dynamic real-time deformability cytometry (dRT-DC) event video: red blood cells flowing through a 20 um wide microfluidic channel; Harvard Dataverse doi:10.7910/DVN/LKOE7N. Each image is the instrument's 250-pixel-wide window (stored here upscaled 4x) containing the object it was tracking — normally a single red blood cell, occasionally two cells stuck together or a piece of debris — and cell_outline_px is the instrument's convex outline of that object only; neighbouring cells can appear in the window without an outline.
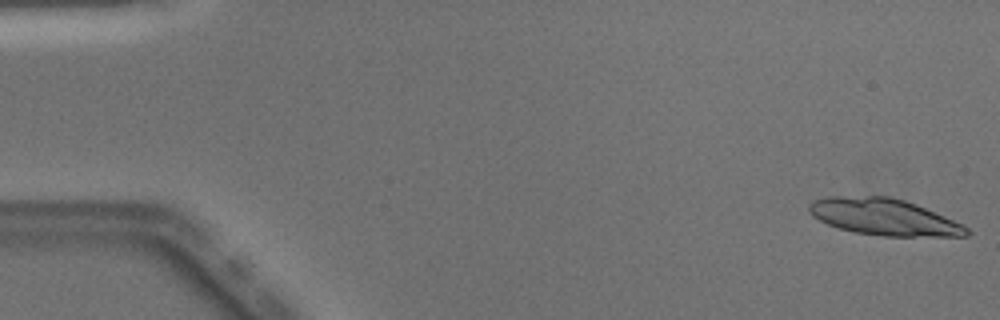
{"species": "Egyptian fruit bat (a non-hibernating species)", "species_latin": "Rousettus aegyptiacus", "temperature_condition": "warm", "stored_images_in_passage": 22, "camera_frame_rate_fps": 3000, "um_per_image_px": 0.085, "animal": {"sex": "male"}, "frame": {"image": 1, "passage_image": 1, "time_ms": 0.0, "image_size_px": [1000, 320], "cell_outline_px": [[972, 232], [968, 236], [880, 236], [856, 232], [840, 228], [828, 224], [812, 216], [808, 212], [808, 204], [812, 200], [828, 196], [888, 196], [904, 200], [916, 204], [964, 224]], "centroid_in_image_um": [75.14, 18.44], "position_along_channel_um": 9.9, "area_um2": 33.7}}